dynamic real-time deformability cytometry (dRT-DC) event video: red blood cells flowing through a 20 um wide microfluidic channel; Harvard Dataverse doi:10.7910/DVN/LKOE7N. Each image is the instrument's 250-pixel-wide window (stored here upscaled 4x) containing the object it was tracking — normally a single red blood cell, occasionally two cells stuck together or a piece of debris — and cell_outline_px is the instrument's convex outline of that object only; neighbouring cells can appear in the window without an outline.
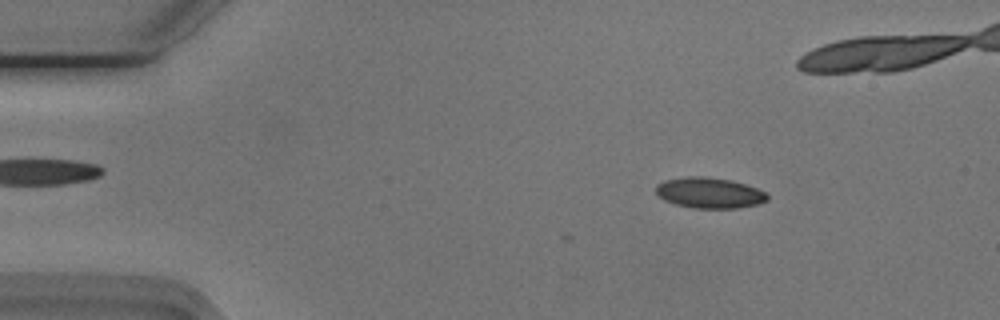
{"species": "Egyptian fruit bat (a non-hibernating species)", "species_latin": "Rousettus aegyptiacus", "temperature_condition": "cold", "stored_images_in_passage": 6, "camera_frame_rate_fps": 3000, "um_per_image_px": 0.085, "animal": {"sex": "male"}, "frame": {"image": 1, "passage_image": 6, "time_ms": 1.667, "image_size_px": [1000, 320], "cell_outline_px": [[768, 200], [760, 204], [736, 208], [696, 208], [676, 204], [664, 200], [656, 192], [656, 184], [664, 180], [688, 176], [700, 176], [732, 180], [756, 188], [764, 192], [768, 196]], "centroid_in_image_um": [60.3, 16.39], "position_along_channel_um": 24.7, "area_um2": 19.83}}